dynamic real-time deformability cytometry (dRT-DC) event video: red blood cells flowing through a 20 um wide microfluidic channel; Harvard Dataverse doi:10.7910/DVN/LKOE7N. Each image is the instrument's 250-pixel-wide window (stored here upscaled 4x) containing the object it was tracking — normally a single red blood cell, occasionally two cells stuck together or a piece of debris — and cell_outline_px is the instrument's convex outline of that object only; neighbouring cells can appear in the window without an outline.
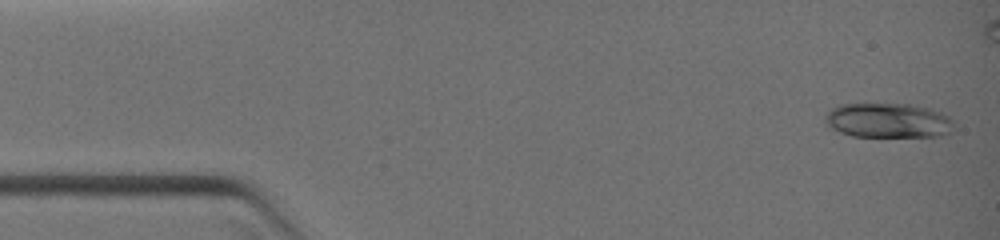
{"species": "common noctule bat (a hibernating species)", "species_latin": "Nyctalus noctula", "temperature_condition": "warm", "stored_images_in_passage": 6, "camera_frame_rate_fps": 3000, "um_per_image_px": 0.085, "animal": {"sex": "female", "body_mass_g": 19.0, "forearm_length_mm": 51.5}, "frame": {"image": 1, "passage_image": 1, "time_ms": 0.0, "image_size_px": [1000, 240], "cell_outline_px": [[952, 120], [948, 132], [936, 136], [852, 136], [840, 132], [832, 128], [828, 124], [828, 112], [836, 104], [912, 104], [932, 108], [948, 116]], "centroid_in_image_um": [75.48, 10.22], "position_along_channel_um": 9.5, "area_um2": 25.55}}